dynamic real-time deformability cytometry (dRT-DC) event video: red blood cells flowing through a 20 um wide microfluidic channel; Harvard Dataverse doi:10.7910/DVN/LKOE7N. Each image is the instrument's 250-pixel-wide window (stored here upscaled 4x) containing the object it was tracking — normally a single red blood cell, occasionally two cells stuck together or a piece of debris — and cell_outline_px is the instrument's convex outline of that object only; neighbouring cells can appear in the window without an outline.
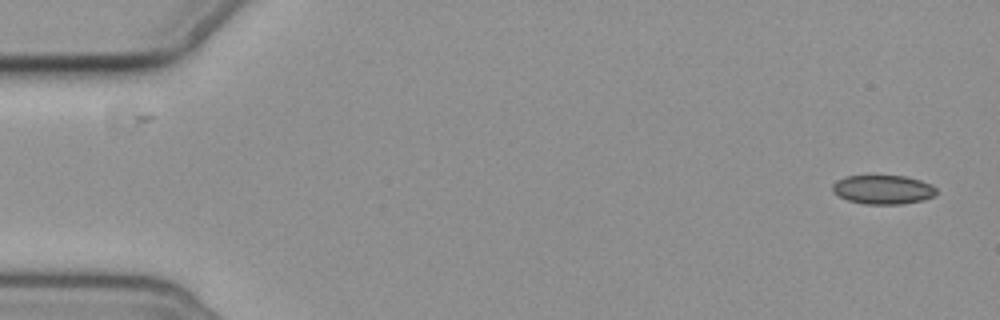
{"species": "common noctule bat (a hibernating species)", "species_latin": "Nyctalus noctula", "temperature_condition": "cold", "stored_images_in_passage": 2, "camera_frame_rate_fps": 3000, "um_per_image_px": 0.085, "animal": {"sex": "female", "body_mass_g": 19.3, "forearm_length_mm": 54.1}, "frame": {"image": 1, "passage_image": 2, "time_ms": 1.0, "image_size_px": [1000, 320], "cell_outline_px": [[936, 196], [920, 200], [900, 204], [864, 204], [848, 200], [832, 192], [832, 184], [836, 180], [844, 176], [908, 176], [932, 184], [936, 188]], "centroid_in_image_um": [75.05, 16.11], "position_along_channel_um": 10.0, "area_um2": 17.63}}